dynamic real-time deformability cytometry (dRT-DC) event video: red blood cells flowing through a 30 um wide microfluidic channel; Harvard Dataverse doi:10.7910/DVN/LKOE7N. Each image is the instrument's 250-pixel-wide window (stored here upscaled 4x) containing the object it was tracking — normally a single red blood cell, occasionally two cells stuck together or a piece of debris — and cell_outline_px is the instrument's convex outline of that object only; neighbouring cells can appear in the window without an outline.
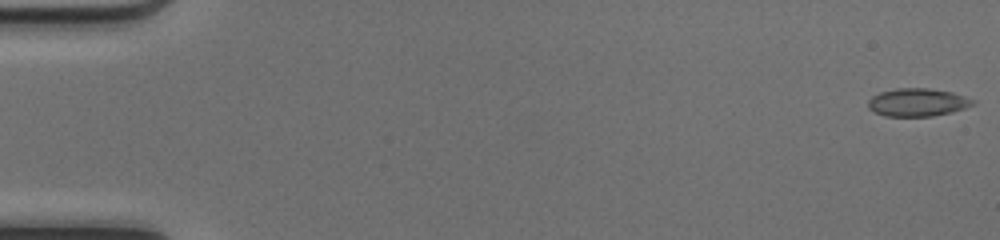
{"species": "common noctule bat (a hibernating species)", "species_latin": "Nyctalus noctula", "temperature_condition": "cold", "stored_images_in_passage": 50, "camera_frame_rate_fps": 3000, "um_per_image_px": 0.085, "animal": {"sex": "female", "body_mass_g": 17.0, "forearm_length_mm": 48.0}, "frame": {"image": 1, "passage_image": 1, "time_ms": 0.0, "image_size_px": [1000, 240], "cell_outline_px": [[976, 104], [952, 112], [932, 116], [884, 116], [868, 108], [868, 100], [872, 96], [880, 92], [896, 88], [928, 88], [952, 92], [976, 100]], "centroid_in_image_um": [78.0, 8.69], "position_along_channel_um": 7.0, "area_um2": 17.11}}
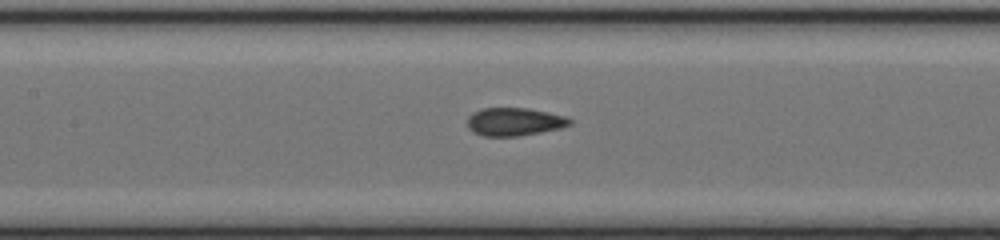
{"frame": {"image": 2, "passage_image": 24, "time_ms": 7.667, "image_size_px": [1000, 240], "cell_outline_px": [[572, 124], [560, 128], [520, 136], [484, 136], [472, 132], [468, 128], [468, 116], [472, 112], [480, 108], [528, 108], [568, 116], [572, 120]], "centroid_in_image_um": [43.72, 10.34], "position_along_channel_um": 163.7, "area_um2": 16.94}}
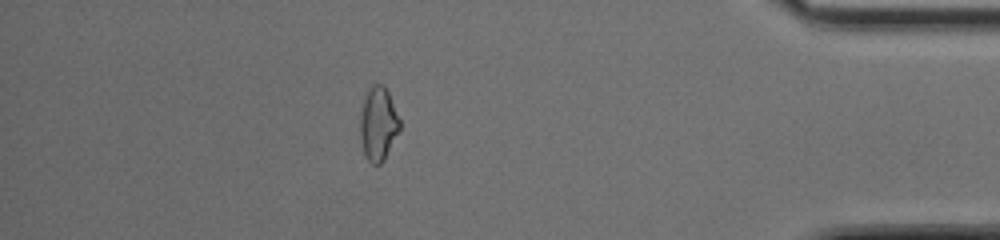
{"frame": {"image": 3, "passage_image": 44, "time_ms": 14.333, "image_size_px": [1000, 240], "cell_outline_px": [[400, 128], [384, 160], [380, 164], [372, 164], [364, 156], [360, 140], [360, 112], [364, 96], [372, 84], [384, 84], [388, 92], [400, 120]], "centroid_in_image_um": [32.12, 10.52], "position_along_channel_um": 403.1, "area_um2": 17.11}, "authors_computed_cell_mechanics": {"area_um2": 16.9932, "velocity_mm_per_s": 4.206, "shape_relaxation_time_tau1_ms": null, "shape_relaxation_time_tau2_ms": 1.0852, "deformation_change_tau1": null, "deformation_change_tau2": 0.068}}